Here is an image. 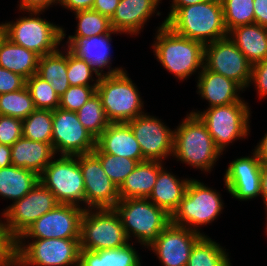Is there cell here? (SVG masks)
<instances>
[{"label":"cell","mask_w":267,"mask_h":266,"mask_svg":"<svg viewBox=\"0 0 267 266\" xmlns=\"http://www.w3.org/2000/svg\"><path fill=\"white\" fill-rule=\"evenodd\" d=\"M166 23L164 19L156 27L154 44L151 46L157 61L181 81L189 79L195 72L199 74L204 67L205 45L176 34Z\"/></svg>","instance_id":"obj_1"},{"label":"cell","mask_w":267,"mask_h":266,"mask_svg":"<svg viewBox=\"0 0 267 266\" xmlns=\"http://www.w3.org/2000/svg\"><path fill=\"white\" fill-rule=\"evenodd\" d=\"M171 8L166 25L176 34L204 45L228 36L221 0H208L186 7Z\"/></svg>","instance_id":"obj_2"},{"label":"cell","mask_w":267,"mask_h":266,"mask_svg":"<svg viewBox=\"0 0 267 266\" xmlns=\"http://www.w3.org/2000/svg\"><path fill=\"white\" fill-rule=\"evenodd\" d=\"M176 127L173 130L172 157L204 173L211 172L222 153L201 119L188 113Z\"/></svg>","instance_id":"obj_3"},{"label":"cell","mask_w":267,"mask_h":266,"mask_svg":"<svg viewBox=\"0 0 267 266\" xmlns=\"http://www.w3.org/2000/svg\"><path fill=\"white\" fill-rule=\"evenodd\" d=\"M128 72L104 74L96 88L110 123H127L144 114V102Z\"/></svg>","instance_id":"obj_4"},{"label":"cell","mask_w":267,"mask_h":266,"mask_svg":"<svg viewBox=\"0 0 267 266\" xmlns=\"http://www.w3.org/2000/svg\"><path fill=\"white\" fill-rule=\"evenodd\" d=\"M114 209L121 218L129 240L136 238L135 243L145 248H148L171 222V216L148 198L122 199Z\"/></svg>","instance_id":"obj_5"},{"label":"cell","mask_w":267,"mask_h":266,"mask_svg":"<svg viewBox=\"0 0 267 266\" xmlns=\"http://www.w3.org/2000/svg\"><path fill=\"white\" fill-rule=\"evenodd\" d=\"M221 197L216 189L190 178L185 194L171 216V223L205 235L199 227L214 222L222 213L224 203Z\"/></svg>","instance_id":"obj_6"},{"label":"cell","mask_w":267,"mask_h":266,"mask_svg":"<svg viewBox=\"0 0 267 266\" xmlns=\"http://www.w3.org/2000/svg\"><path fill=\"white\" fill-rule=\"evenodd\" d=\"M28 16L4 23L5 37L11 42L33 51L40 57L59 49L66 37L62 26L39 17L42 11H26Z\"/></svg>","instance_id":"obj_7"},{"label":"cell","mask_w":267,"mask_h":266,"mask_svg":"<svg viewBox=\"0 0 267 266\" xmlns=\"http://www.w3.org/2000/svg\"><path fill=\"white\" fill-rule=\"evenodd\" d=\"M190 113L201 119L222 154L230 143L243 140L250 134L251 110L245 100Z\"/></svg>","instance_id":"obj_8"},{"label":"cell","mask_w":267,"mask_h":266,"mask_svg":"<svg viewBox=\"0 0 267 266\" xmlns=\"http://www.w3.org/2000/svg\"><path fill=\"white\" fill-rule=\"evenodd\" d=\"M129 241L114 208L84 210L80 222V250L115 249L126 246Z\"/></svg>","instance_id":"obj_9"},{"label":"cell","mask_w":267,"mask_h":266,"mask_svg":"<svg viewBox=\"0 0 267 266\" xmlns=\"http://www.w3.org/2000/svg\"><path fill=\"white\" fill-rule=\"evenodd\" d=\"M79 239H17V259L20 266H79Z\"/></svg>","instance_id":"obj_10"},{"label":"cell","mask_w":267,"mask_h":266,"mask_svg":"<svg viewBox=\"0 0 267 266\" xmlns=\"http://www.w3.org/2000/svg\"><path fill=\"white\" fill-rule=\"evenodd\" d=\"M39 180L53 193L59 204H71L84 208V179L78 163V155H59L56 159L54 157L39 176Z\"/></svg>","instance_id":"obj_11"},{"label":"cell","mask_w":267,"mask_h":266,"mask_svg":"<svg viewBox=\"0 0 267 266\" xmlns=\"http://www.w3.org/2000/svg\"><path fill=\"white\" fill-rule=\"evenodd\" d=\"M204 66L235 81L244 90L249 85L252 64L228 36L205 44Z\"/></svg>","instance_id":"obj_12"},{"label":"cell","mask_w":267,"mask_h":266,"mask_svg":"<svg viewBox=\"0 0 267 266\" xmlns=\"http://www.w3.org/2000/svg\"><path fill=\"white\" fill-rule=\"evenodd\" d=\"M58 204L53 193L39 180L30 192L11 203L1 215L12 234L18 239L37 219Z\"/></svg>","instance_id":"obj_13"},{"label":"cell","mask_w":267,"mask_h":266,"mask_svg":"<svg viewBox=\"0 0 267 266\" xmlns=\"http://www.w3.org/2000/svg\"><path fill=\"white\" fill-rule=\"evenodd\" d=\"M52 147L58 156H77L92 153L96 140L80 123L76 112L57 108L53 110Z\"/></svg>","instance_id":"obj_14"},{"label":"cell","mask_w":267,"mask_h":266,"mask_svg":"<svg viewBox=\"0 0 267 266\" xmlns=\"http://www.w3.org/2000/svg\"><path fill=\"white\" fill-rule=\"evenodd\" d=\"M84 208L58 204L37 219L18 239L80 238V222Z\"/></svg>","instance_id":"obj_15"},{"label":"cell","mask_w":267,"mask_h":266,"mask_svg":"<svg viewBox=\"0 0 267 266\" xmlns=\"http://www.w3.org/2000/svg\"><path fill=\"white\" fill-rule=\"evenodd\" d=\"M85 188L84 209L115 208L120 200L118 187L103 170L100 160L93 154L78 155Z\"/></svg>","instance_id":"obj_16"},{"label":"cell","mask_w":267,"mask_h":266,"mask_svg":"<svg viewBox=\"0 0 267 266\" xmlns=\"http://www.w3.org/2000/svg\"><path fill=\"white\" fill-rule=\"evenodd\" d=\"M139 143L143 158L164 162L173 154V134L161 119L148 113L127 122Z\"/></svg>","instance_id":"obj_17"},{"label":"cell","mask_w":267,"mask_h":266,"mask_svg":"<svg viewBox=\"0 0 267 266\" xmlns=\"http://www.w3.org/2000/svg\"><path fill=\"white\" fill-rule=\"evenodd\" d=\"M261 171L262 162L255 151L231 161L224 175L227 192L239 201L261 197Z\"/></svg>","instance_id":"obj_18"},{"label":"cell","mask_w":267,"mask_h":266,"mask_svg":"<svg viewBox=\"0 0 267 266\" xmlns=\"http://www.w3.org/2000/svg\"><path fill=\"white\" fill-rule=\"evenodd\" d=\"M201 236L196 231L170 222L148 250L156 254L162 266H186L191 249Z\"/></svg>","instance_id":"obj_19"},{"label":"cell","mask_w":267,"mask_h":266,"mask_svg":"<svg viewBox=\"0 0 267 266\" xmlns=\"http://www.w3.org/2000/svg\"><path fill=\"white\" fill-rule=\"evenodd\" d=\"M162 0H120L111 21L112 29L117 33L140 34L147 21L153 14L161 13L156 9Z\"/></svg>","instance_id":"obj_20"},{"label":"cell","mask_w":267,"mask_h":266,"mask_svg":"<svg viewBox=\"0 0 267 266\" xmlns=\"http://www.w3.org/2000/svg\"><path fill=\"white\" fill-rule=\"evenodd\" d=\"M197 94L209 102L207 108L242 101L240 92L245 91L238 83L208 70L205 66L197 76Z\"/></svg>","instance_id":"obj_21"},{"label":"cell","mask_w":267,"mask_h":266,"mask_svg":"<svg viewBox=\"0 0 267 266\" xmlns=\"http://www.w3.org/2000/svg\"><path fill=\"white\" fill-rule=\"evenodd\" d=\"M111 35L112 34H103L86 39L67 40L66 47L76 56L91 63L101 75L119 73L125 68L111 67ZM106 68L108 70L107 72L104 71Z\"/></svg>","instance_id":"obj_22"},{"label":"cell","mask_w":267,"mask_h":266,"mask_svg":"<svg viewBox=\"0 0 267 266\" xmlns=\"http://www.w3.org/2000/svg\"><path fill=\"white\" fill-rule=\"evenodd\" d=\"M96 146L107 154L145 161L140 146L127 123H110L96 139Z\"/></svg>","instance_id":"obj_23"},{"label":"cell","mask_w":267,"mask_h":266,"mask_svg":"<svg viewBox=\"0 0 267 266\" xmlns=\"http://www.w3.org/2000/svg\"><path fill=\"white\" fill-rule=\"evenodd\" d=\"M11 153L12 165L31 170L39 176L56 156L51 144L23 136L11 146Z\"/></svg>","instance_id":"obj_24"},{"label":"cell","mask_w":267,"mask_h":266,"mask_svg":"<svg viewBox=\"0 0 267 266\" xmlns=\"http://www.w3.org/2000/svg\"><path fill=\"white\" fill-rule=\"evenodd\" d=\"M190 178H177L163 166L159 172L152 193L148 199L168 215L177 210Z\"/></svg>","instance_id":"obj_25"},{"label":"cell","mask_w":267,"mask_h":266,"mask_svg":"<svg viewBox=\"0 0 267 266\" xmlns=\"http://www.w3.org/2000/svg\"><path fill=\"white\" fill-rule=\"evenodd\" d=\"M163 163L154 160L139 162L118 188L119 198H148L152 193Z\"/></svg>","instance_id":"obj_26"},{"label":"cell","mask_w":267,"mask_h":266,"mask_svg":"<svg viewBox=\"0 0 267 266\" xmlns=\"http://www.w3.org/2000/svg\"><path fill=\"white\" fill-rule=\"evenodd\" d=\"M228 37L252 65L267 58V27L256 23L238 26Z\"/></svg>","instance_id":"obj_27"},{"label":"cell","mask_w":267,"mask_h":266,"mask_svg":"<svg viewBox=\"0 0 267 266\" xmlns=\"http://www.w3.org/2000/svg\"><path fill=\"white\" fill-rule=\"evenodd\" d=\"M39 58L35 52L11 42L5 36L0 41V67L25 79L37 73Z\"/></svg>","instance_id":"obj_28"},{"label":"cell","mask_w":267,"mask_h":266,"mask_svg":"<svg viewBox=\"0 0 267 266\" xmlns=\"http://www.w3.org/2000/svg\"><path fill=\"white\" fill-rule=\"evenodd\" d=\"M39 182L35 172L9 165L0 168V197L12 200V203L23 198Z\"/></svg>","instance_id":"obj_29"},{"label":"cell","mask_w":267,"mask_h":266,"mask_svg":"<svg viewBox=\"0 0 267 266\" xmlns=\"http://www.w3.org/2000/svg\"><path fill=\"white\" fill-rule=\"evenodd\" d=\"M132 242L124 247L101 251L80 250L79 266H141Z\"/></svg>","instance_id":"obj_30"},{"label":"cell","mask_w":267,"mask_h":266,"mask_svg":"<svg viewBox=\"0 0 267 266\" xmlns=\"http://www.w3.org/2000/svg\"><path fill=\"white\" fill-rule=\"evenodd\" d=\"M36 74L49 82L61 97L70 86L67 77V48L64 46V51L57 49L53 53L41 56Z\"/></svg>","instance_id":"obj_31"},{"label":"cell","mask_w":267,"mask_h":266,"mask_svg":"<svg viewBox=\"0 0 267 266\" xmlns=\"http://www.w3.org/2000/svg\"><path fill=\"white\" fill-rule=\"evenodd\" d=\"M186 266H232V263L224 247L202 235L193 245Z\"/></svg>","instance_id":"obj_32"},{"label":"cell","mask_w":267,"mask_h":266,"mask_svg":"<svg viewBox=\"0 0 267 266\" xmlns=\"http://www.w3.org/2000/svg\"><path fill=\"white\" fill-rule=\"evenodd\" d=\"M78 20L74 35H69L67 40L86 39L96 35L120 34L112 29L111 21L92 9L74 12Z\"/></svg>","instance_id":"obj_33"},{"label":"cell","mask_w":267,"mask_h":266,"mask_svg":"<svg viewBox=\"0 0 267 266\" xmlns=\"http://www.w3.org/2000/svg\"><path fill=\"white\" fill-rule=\"evenodd\" d=\"M76 113L80 123L95 140L110 124L97 92Z\"/></svg>","instance_id":"obj_34"},{"label":"cell","mask_w":267,"mask_h":266,"mask_svg":"<svg viewBox=\"0 0 267 266\" xmlns=\"http://www.w3.org/2000/svg\"><path fill=\"white\" fill-rule=\"evenodd\" d=\"M22 125L23 137L52 145L53 111L35 109Z\"/></svg>","instance_id":"obj_35"},{"label":"cell","mask_w":267,"mask_h":266,"mask_svg":"<svg viewBox=\"0 0 267 266\" xmlns=\"http://www.w3.org/2000/svg\"><path fill=\"white\" fill-rule=\"evenodd\" d=\"M35 109L27 86L15 92L0 94V115L24 120Z\"/></svg>","instance_id":"obj_36"},{"label":"cell","mask_w":267,"mask_h":266,"mask_svg":"<svg viewBox=\"0 0 267 266\" xmlns=\"http://www.w3.org/2000/svg\"><path fill=\"white\" fill-rule=\"evenodd\" d=\"M254 0H221L224 25L231 29L255 23Z\"/></svg>","instance_id":"obj_37"},{"label":"cell","mask_w":267,"mask_h":266,"mask_svg":"<svg viewBox=\"0 0 267 266\" xmlns=\"http://www.w3.org/2000/svg\"><path fill=\"white\" fill-rule=\"evenodd\" d=\"M92 153L100 160L103 170L118 188L139 163L130 158L103 153L97 146Z\"/></svg>","instance_id":"obj_38"},{"label":"cell","mask_w":267,"mask_h":266,"mask_svg":"<svg viewBox=\"0 0 267 266\" xmlns=\"http://www.w3.org/2000/svg\"><path fill=\"white\" fill-rule=\"evenodd\" d=\"M93 75L96 78H93ZM100 76L101 74L91 63L76 56L67 48V77L70 86H97Z\"/></svg>","instance_id":"obj_39"},{"label":"cell","mask_w":267,"mask_h":266,"mask_svg":"<svg viewBox=\"0 0 267 266\" xmlns=\"http://www.w3.org/2000/svg\"><path fill=\"white\" fill-rule=\"evenodd\" d=\"M26 86L29 89L36 109L53 111L59 107L60 97L51 87L50 83L37 74L26 79Z\"/></svg>","instance_id":"obj_40"},{"label":"cell","mask_w":267,"mask_h":266,"mask_svg":"<svg viewBox=\"0 0 267 266\" xmlns=\"http://www.w3.org/2000/svg\"><path fill=\"white\" fill-rule=\"evenodd\" d=\"M97 86H69L59 98V107L77 112L96 93Z\"/></svg>","instance_id":"obj_41"},{"label":"cell","mask_w":267,"mask_h":266,"mask_svg":"<svg viewBox=\"0 0 267 266\" xmlns=\"http://www.w3.org/2000/svg\"><path fill=\"white\" fill-rule=\"evenodd\" d=\"M0 218V266H10L17 260V238L5 220Z\"/></svg>","instance_id":"obj_42"},{"label":"cell","mask_w":267,"mask_h":266,"mask_svg":"<svg viewBox=\"0 0 267 266\" xmlns=\"http://www.w3.org/2000/svg\"><path fill=\"white\" fill-rule=\"evenodd\" d=\"M22 136L21 119L0 115V144L12 146Z\"/></svg>","instance_id":"obj_43"},{"label":"cell","mask_w":267,"mask_h":266,"mask_svg":"<svg viewBox=\"0 0 267 266\" xmlns=\"http://www.w3.org/2000/svg\"><path fill=\"white\" fill-rule=\"evenodd\" d=\"M254 85L259 98L267 96V58L252 65L249 86Z\"/></svg>","instance_id":"obj_44"},{"label":"cell","mask_w":267,"mask_h":266,"mask_svg":"<svg viewBox=\"0 0 267 266\" xmlns=\"http://www.w3.org/2000/svg\"><path fill=\"white\" fill-rule=\"evenodd\" d=\"M26 86V79L0 67V94L15 92Z\"/></svg>","instance_id":"obj_45"},{"label":"cell","mask_w":267,"mask_h":266,"mask_svg":"<svg viewBox=\"0 0 267 266\" xmlns=\"http://www.w3.org/2000/svg\"><path fill=\"white\" fill-rule=\"evenodd\" d=\"M59 0H20L19 10L24 11H42L49 9L51 5H57Z\"/></svg>","instance_id":"obj_46"},{"label":"cell","mask_w":267,"mask_h":266,"mask_svg":"<svg viewBox=\"0 0 267 266\" xmlns=\"http://www.w3.org/2000/svg\"><path fill=\"white\" fill-rule=\"evenodd\" d=\"M120 0H95L92 10L99 12L103 16L111 19Z\"/></svg>","instance_id":"obj_47"},{"label":"cell","mask_w":267,"mask_h":266,"mask_svg":"<svg viewBox=\"0 0 267 266\" xmlns=\"http://www.w3.org/2000/svg\"><path fill=\"white\" fill-rule=\"evenodd\" d=\"M95 0H59V5L71 12L92 9Z\"/></svg>","instance_id":"obj_48"},{"label":"cell","mask_w":267,"mask_h":266,"mask_svg":"<svg viewBox=\"0 0 267 266\" xmlns=\"http://www.w3.org/2000/svg\"><path fill=\"white\" fill-rule=\"evenodd\" d=\"M255 23L267 27V0H254Z\"/></svg>","instance_id":"obj_49"},{"label":"cell","mask_w":267,"mask_h":266,"mask_svg":"<svg viewBox=\"0 0 267 266\" xmlns=\"http://www.w3.org/2000/svg\"><path fill=\"white\" fill-rule=\"evenodd\" d=\"M11 146L0 144V168L12 165Z\"/></svg>","instance_id":"obj_50"},{"label":"cell","mask_w":267,"mask_h":266,"mask_svg":"<svg viewBox=\"0 0 267 266\" xmlns=\"http://www.w3.org/2000/svg\"><path fill=\"white\" fill-rule=\"evenodd\" d=\"M252 151L257 153V156L261 162H267V132Z\"/></svg>","instance_id":"obj_51"},{"label":"cell","mask_w":267,"mask_h":266,"mask_svg":"<svg viewBox=\"0 0 267 266\" xmlns=\"http://www.w3.org/2000/svg\"><path fill=\"white\" fill-rule=\"evenodd\" d=\"M261 197L263 199L264 206H267V162H262L261 171Z\"/></svg>","instance_id":"obj_52"},{"label":"cell","mask_w":267,"mask_h":266,"mask_svg":"<svg viewBox=\"0 0 267 266\" xmlns=\"http://www.w3.org/2000/svg\"><path fill=\"white\" fill-rule=\"evenodd\" d=\"M208 0H172L170 7H186L189 5L199 4Z\"/></svg>","instance_id":"obj_53"},{"label":"cell","mask_w":267,"mask_h":266,"mask_svg":"<svg viewBox=\"0 0 267 266\" xmlns=\"http://www.w3.org/2000/svg\"><path fill=\"white\" fill-rule=\"evenodd\" d=\"M5 36V28H4V23H0V41L4 38Z\"/></svg>","instance_id":"obj_54"},{"label":"cell","mask_w":267,"mask_h":266,"mask_svg":"<svg viewBox=\"0 0 267 266\" xmlns=\"http://www.w3.org/2000/svg\"><path fill=\"white\" fill-rule=\"evenodd\" d=\"M10 266H20L18 259L13 264H11Z\"/></svg>","instance_id":"obj_55"},{"label":"cell","mask_w":267,"mask_h":266,"mask_svg":"<svg viewBox=\"0 0 267 266\" xmlns=\"http://www.w3.org/2000/svg\"><path fill=\"white\" fill-rule=\"evenodd\" d=\"M265 210H266V212H267V206L265 207ZM267 214V213H266ZM267 216V215H266ZM266 219H267V217H266ZM266 233H267V220H266Z\"/></svg>","instance_id":"obj_56"}]
</instances>
